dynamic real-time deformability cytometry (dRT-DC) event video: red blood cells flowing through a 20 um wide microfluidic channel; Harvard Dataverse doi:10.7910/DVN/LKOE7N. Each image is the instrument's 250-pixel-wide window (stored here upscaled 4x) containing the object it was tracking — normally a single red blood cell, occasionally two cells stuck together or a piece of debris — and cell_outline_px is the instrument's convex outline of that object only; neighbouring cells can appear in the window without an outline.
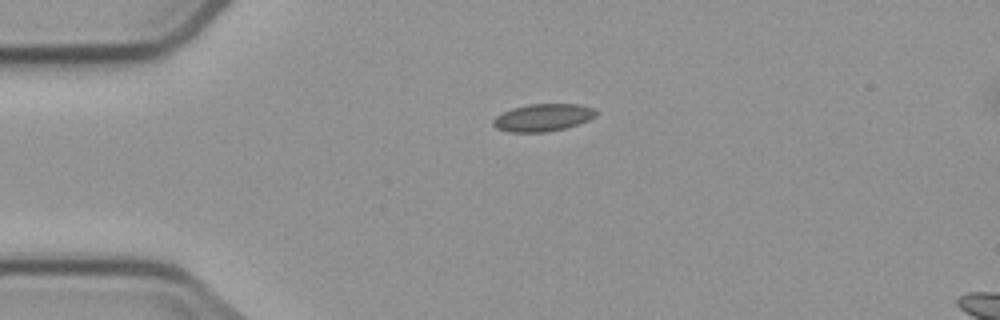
{"species": "common noctule bat (a hibernating species)", "species_latin": "Nyctalus noctula", "temperature_condition": "cold", "stored_images_in_passage": 3, "camera_frame_rate_fps": 3000, "um_per_image_px": 0.085, "animal": {"sex": "male", "body_mass_g": 23.1, "forearm_length_mm": 52.7}, "frame": {"image": 1, "passage_image": 1, "time_ms": 0.0, "image_size_px": [1000, 320], "cell_outline_px": [[596, 116], [588, 120], [564, 128], [544, 132], [508, 132], [496, 128], [492, 124], [492, 120], [496, 116], [512, 108], [528, 104], [580, 104], [592, 108], [596, 112]], "centroid_in_image_um": [46.11, 9.99], "position_along_channel_um": 38.9, "area_um2": 16.3}}
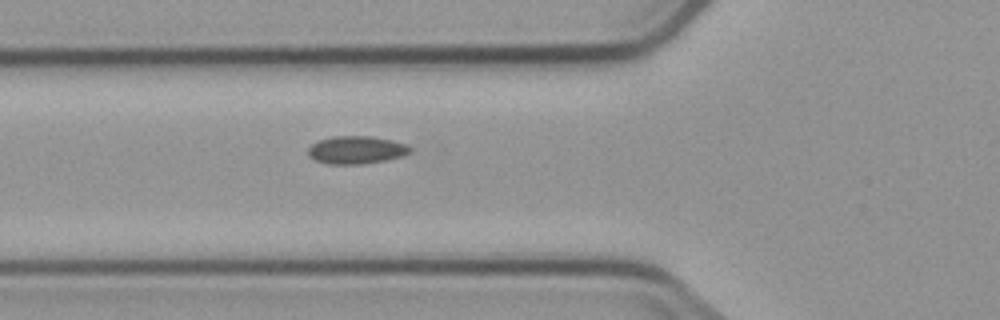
{"frame": {"image": 2, "passage_image": 3, "time_ms": 2.333, "image_size_px": [1000, 320], "cell_outline_px": [[412, 152], [400, 156], [384, 160], [364, 164], [328, 164], [316, 160], [308, 156], [308, 148], [312, 144], [320, 140], [332, 136], [372, 136], [392, 140], [404, 144], [412, 148]], "centroid_in_image_um": [30.27, 12.74], "position_along_channel_um": 95.5, "area_um2": 16.47}}